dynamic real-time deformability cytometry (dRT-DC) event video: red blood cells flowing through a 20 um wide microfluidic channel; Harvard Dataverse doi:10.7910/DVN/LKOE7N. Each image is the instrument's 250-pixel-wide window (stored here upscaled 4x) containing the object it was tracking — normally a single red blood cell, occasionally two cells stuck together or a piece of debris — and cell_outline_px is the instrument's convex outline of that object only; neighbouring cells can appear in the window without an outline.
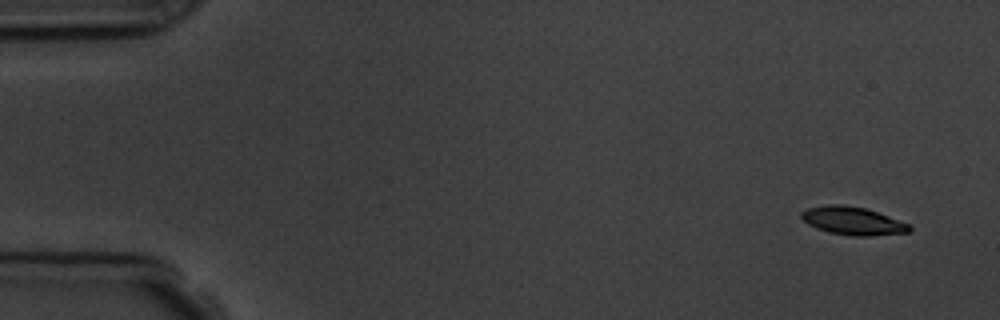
{"species": "common noctule bat (a hibernating species)", "species_latin": "Nyctalus noctula", "temperature_condition": "room temperature", "stored_images_in_passage": 6, "camera_frame_rate_fps": 3000, "um_per_image_px": 0.085, "animal": {"sex": "male", "body_mass_g": 19.5, "forearm_length_mm": 54.6}, "frame": {"image": 1, "passage_image": 1, "time_ms": 0.0, "image_size_px": [1000, 320], "cell_outline_px": [[912, 228], [908, 232], [872, 236], [852, 236], [828, 232], [816, 228], [808, 224], [800, 216], [800, 212], [808, 208], [828, 204], [844, 204], [864, 208], [888, 216], [908, 224]], "centroid_in_image_um": [72.44, 18.77], "position_along_channel_um": 12.6, "area_um2": 17.57}}
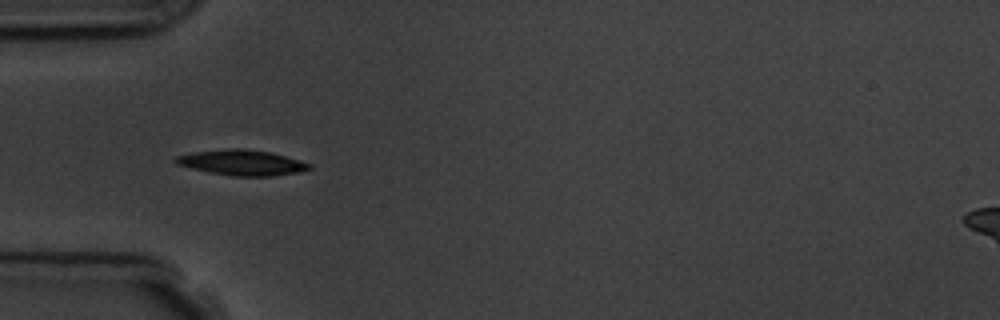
{"frame": {"image": 2, "passage_image": 5, "time_ms": 4.667, "image_size_px": [1000, 320], "cell_outline_px": [[312, 168], [300, 172], [272, 176], [232, 176], [192, 168], [176, 164], [172, 160], [176, 156], [192, 152], [228, 148], [240, 148], [272, 152], [300, 160], [312, 164]], "centroid_in_image_um": [20.58, 13.81], "position_along_channel_um": 64.4, "area_um2": 19.88}}